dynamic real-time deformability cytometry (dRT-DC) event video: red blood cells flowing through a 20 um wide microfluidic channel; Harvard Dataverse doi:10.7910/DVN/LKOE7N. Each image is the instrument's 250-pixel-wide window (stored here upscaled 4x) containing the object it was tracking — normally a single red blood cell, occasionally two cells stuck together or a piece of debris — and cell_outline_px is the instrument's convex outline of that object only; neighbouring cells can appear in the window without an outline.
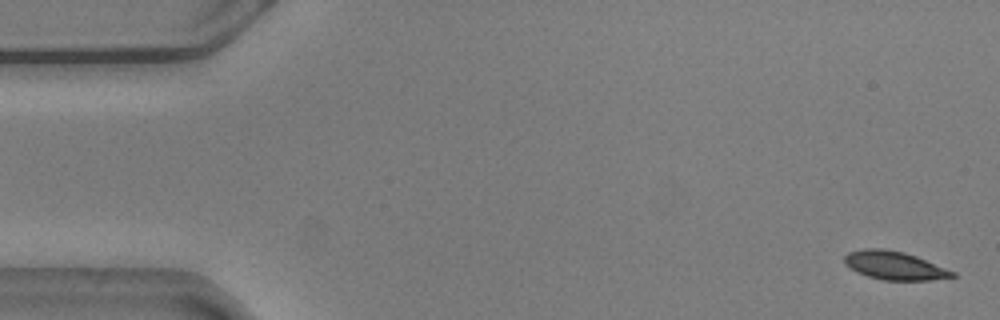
{"species": "common noctule bat (a hibernating species)", "species_latin": "Nyctalus noctula", "temperature_condition": "warm", "stored_images_in_passage": 52, "camera_frame_rate_fps": 3000, "um_per_image_px": 0.085, "animal": {"sex": "male", "body_mass_g": 20.5, "forearm_length_mm": 52.5}, "frame": {"image": 1, "passage_image": 2, "time_ms": 0.333, "image_size_px": [1000, 320], "cell_outline_px": [[956, 276], [928, 280], [884, 280], [868, 276], [856, 272], [844, 264], [844, 256], [848, 252], [864, 248], [884, 248], [904, 252], [916, 256], [956, 272]], "centroid_in_image_um": [75.99, 22.56], "position_along_channel_um": 9.0, "area_um2": 17.86}}
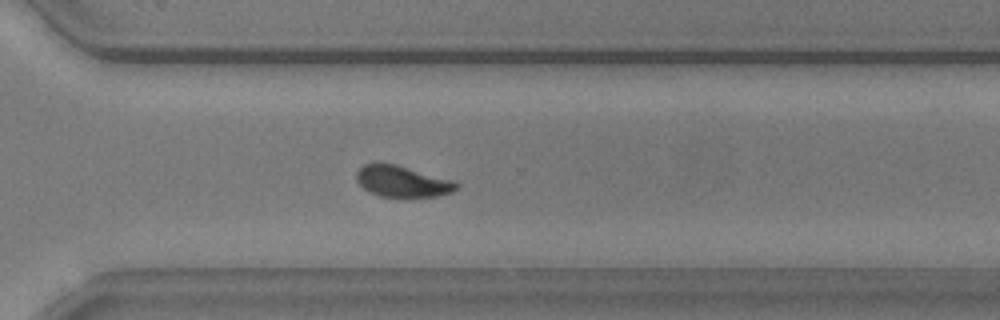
{"frame": {"image": 2, "passage_image": 40, "time_ms": 13.0, "image_size_px": [1000, 320], "cell_outline_px": [[460, 184], [452, 192], [436, 196], [404, 200], [380, 196], [368, 192], [356, 180], [356, 172], [364, 164], [376, 160], [396, 164], [456, 180]], "centroid_in_image_um": [34.19, 15.43], "position_along_channel_um": 336.4, "area_um2": 19.36}}
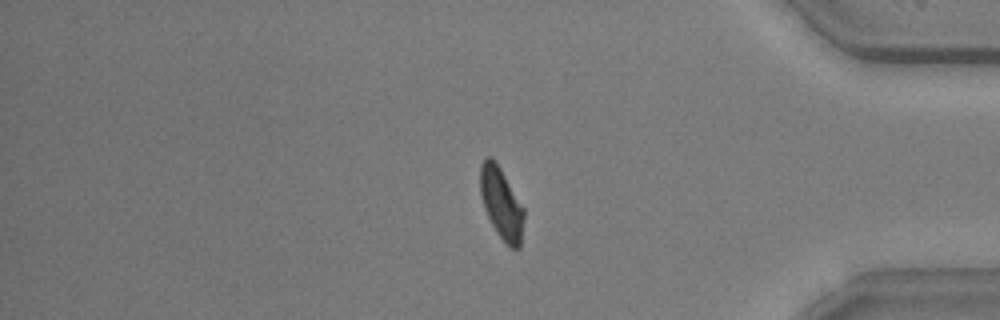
{"frame": {"image": 3, "passage_image": 47, "time_ms": 15.333, "image_size_px": [1000, 320], "cell_outline_px": [[524, 216], [520, 248], [508, 248], [496, 232], [484, 208], [480, 192], [480, 164], [488, 156], [492, 156], [496, 160], [524, 208]], "centroid_in_image_um": [42.61, 17.28], "position_along_channel_um": 392.6, "area_um2": 18.32}, "authors_computed_cell_mechanics": {"area_um2": 18.496, "velocity_mm_per_s": 3.5943, "shape_relaxation_time_tau1_ms": 3.719, "shape_relaxation_time_tau2_ms": 1.9424, "deformation_change_tau1": 0.1274, "deformation_change_tau2": 0.067}}